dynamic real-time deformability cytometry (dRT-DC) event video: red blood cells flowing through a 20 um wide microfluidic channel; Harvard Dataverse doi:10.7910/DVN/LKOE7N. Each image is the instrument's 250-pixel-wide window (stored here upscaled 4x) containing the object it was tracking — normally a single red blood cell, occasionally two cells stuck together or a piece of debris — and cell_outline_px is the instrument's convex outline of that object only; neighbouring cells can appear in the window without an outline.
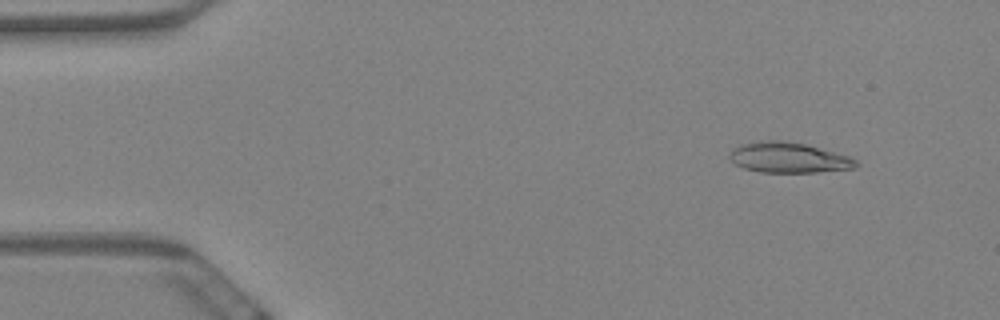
{"species": "Egyptian fruit bat (a non-hibernating species)", "species_latin": "Rousettus aegyptiacus", "temperature_condition": "warm", "stored_images_in_passage": 58, "camera_frame_rate_fps": 3000, "um_per_image_px": 0.085, "animal": {"sex": "female"}, "frame": {"image": 1, "passage_image": 6, "time_ms": 1.667, "image_size_px": [1000, 320], "cell_outline_px": [[860, 164], [856, 168], [816, 172], [760, 172], [744, 168], [736, 164], [728, 156], [732, 148], [740, 144], [760, 140], [784, 140], [804, 144], [848, 156], [856, 160]], "centroid_in_image_um": [67.0, 13.39], "position_along_channel_um": 18.0, "area_um2": 22.37}}
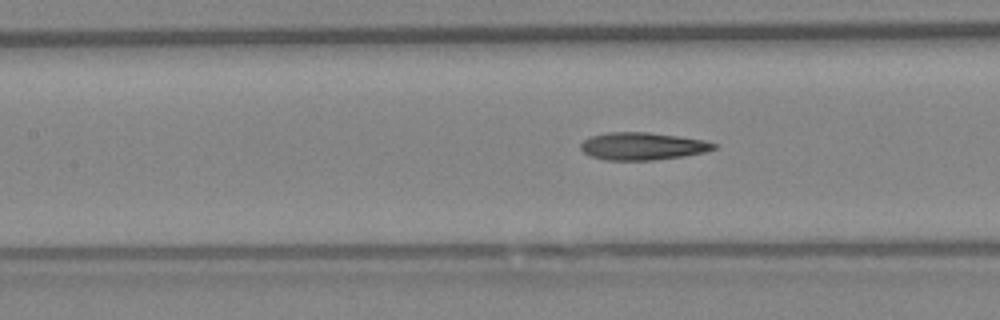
{"frame": {"image": 2, "passage_image": 26, "time_ms": 8.333, "image_size_px": [1000, 320], "cell_outline_px": [[716, 148], [704, 152], [684, 156], [652, 160], [604, 160], [588, 156], [580, 148], [580, 144], [584, 140], [592, 136], [608, 132], [648, 132], [704, 140], [716, 144]], "centroid_in_image_um": [54.57, 12.43], "position_along_channel_um": 152.8, "area_um2": 21.27}}
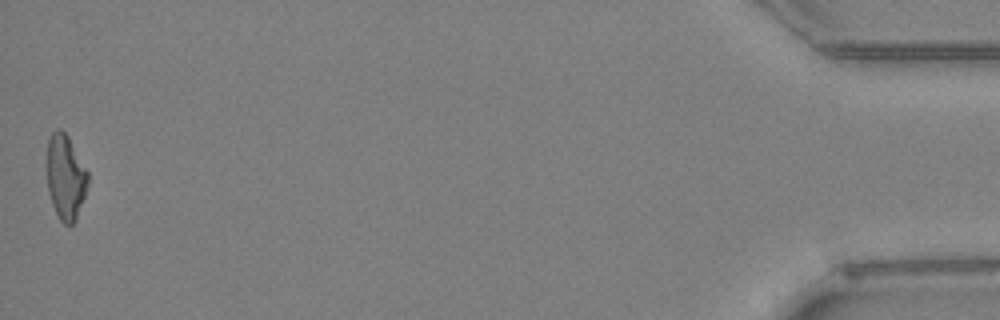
{"frame": {"image": 3, "passage_image": 58, "time_ms": 19.0, "image_size_px": [1000, 320], "cell_outline_px": [[88, 184], [76, 220], [72, 224], [64, 224], [60, 220], [52, 204], [48, 192], [44, 164], [48, 140], [52, 132], [56, 128], [60, 128], [68, 136], [88, 172]], "centroid_in_image_um": [5.52, 15.01], "position_along_channel_um": 429.7, "area_um2": 20.75}, "authors_computed_cell_mechanics": {"area_um2": 21.4727, "velocity_mm_per_s": 3.5018, "shape_relaxation_time_tau1_ms": null, "shape_relaxation_time_tau2_ms": 4.7096, "deformation_change_tau1": null, "deformation_change_tau2": 0.1666}}